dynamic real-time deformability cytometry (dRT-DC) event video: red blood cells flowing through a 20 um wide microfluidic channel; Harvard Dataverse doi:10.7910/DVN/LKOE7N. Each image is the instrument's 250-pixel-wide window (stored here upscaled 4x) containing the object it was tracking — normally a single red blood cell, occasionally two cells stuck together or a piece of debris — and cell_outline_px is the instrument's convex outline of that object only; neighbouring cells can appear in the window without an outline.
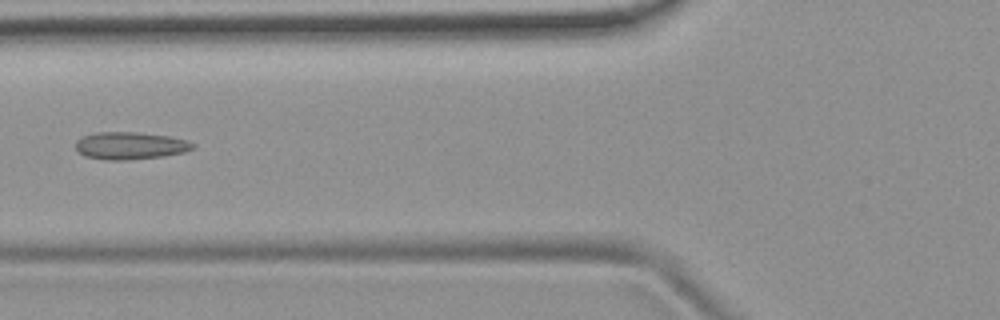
{"species": "common noctule bat (a hibernating species)", "species_latin": "Nyctalus noctula", "temperature_condition": "room temperature", "stored_images_in_passage": 8, "camera_frame_rate_fps": 3000, "um_per_image_px": 0.085, "animal": {"sex": "female", "body_mass_g": 19.9}, "frame": {"image": 1, "passage_image": 7, "time_ms": 2.0, "image_size_px": [1000, 320], "cell_outline_px": [[196, 148], [184, 152], [164, 156], [128, 160], [104, 160], [84, 156], [76, 148], [76, 140], [80, 136], [96, 132], [140, 132], [168, 136], [188, 140], [196, 144]], "centroid_in_image_um": [11.08, 12.38], "position_along_channel_um": 114.7, "area_um2": 19.02}}
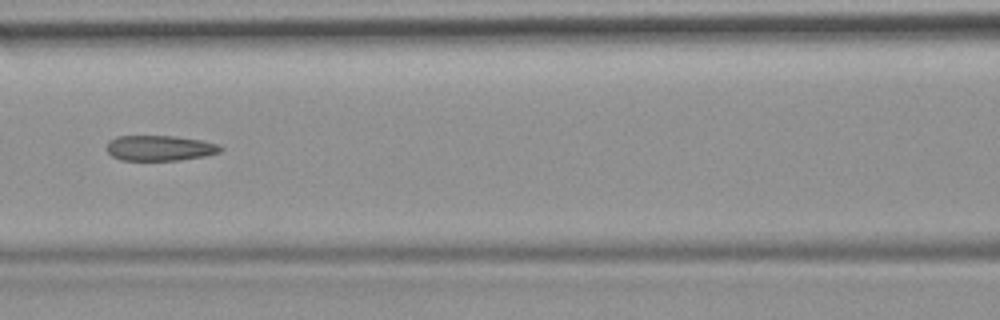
{"frame": {"image": 2, "passage_image": 8, "time_ms": 2.333, "image_size_px": [1000, 320], "cell_outline_px": [[224, 148], [220, 152], [204, 156], [176, 160], [120, 160], [112, 156], [108, 152], [108, 140], [116, 136], [176, 136], [200, 140], [220, 144]], "centroid_in_image_um": [13.59, 12.58], "position_along_channel_um": 153.0, "area_um2": 16.82}}